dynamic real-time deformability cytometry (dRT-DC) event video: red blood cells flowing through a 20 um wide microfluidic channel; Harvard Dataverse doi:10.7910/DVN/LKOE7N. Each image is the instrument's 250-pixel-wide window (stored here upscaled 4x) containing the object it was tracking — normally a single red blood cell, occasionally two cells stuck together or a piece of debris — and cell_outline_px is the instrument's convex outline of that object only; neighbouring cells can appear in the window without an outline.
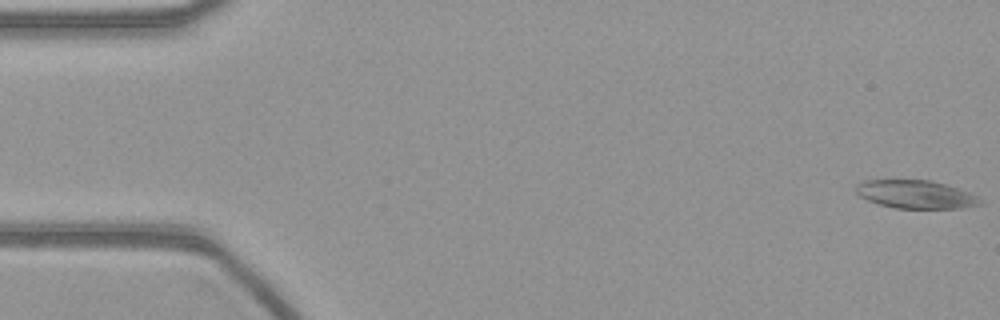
{"species": "common noctule bat (a hibernating species)", "species_latin": "Nyctalus noctula", "temperature_condition": "warm", "stored_images_in_passage": 12, "camera_frame_rate_fps": 3000, "um_per_image_px": 0.085, "animal": {"sex": "female", "body_mass_g": 21.9}, "frame": {"image": 1, "passage_image": 1, "time_ms": 0.0, "image_size_px": [1000, 320], "cell_outline_px": [[984, 204], [964, 208], [896, 208], [880, 204], [868, 200], [860, 196], [856, 192], [856, 184], [864, 180], [932, 180], [968, 192], [984, 200]], "centroid_in_image_um": [77.86, 16.52], "position_along_channel_um": 7.1, "area_um2": 20.35}}